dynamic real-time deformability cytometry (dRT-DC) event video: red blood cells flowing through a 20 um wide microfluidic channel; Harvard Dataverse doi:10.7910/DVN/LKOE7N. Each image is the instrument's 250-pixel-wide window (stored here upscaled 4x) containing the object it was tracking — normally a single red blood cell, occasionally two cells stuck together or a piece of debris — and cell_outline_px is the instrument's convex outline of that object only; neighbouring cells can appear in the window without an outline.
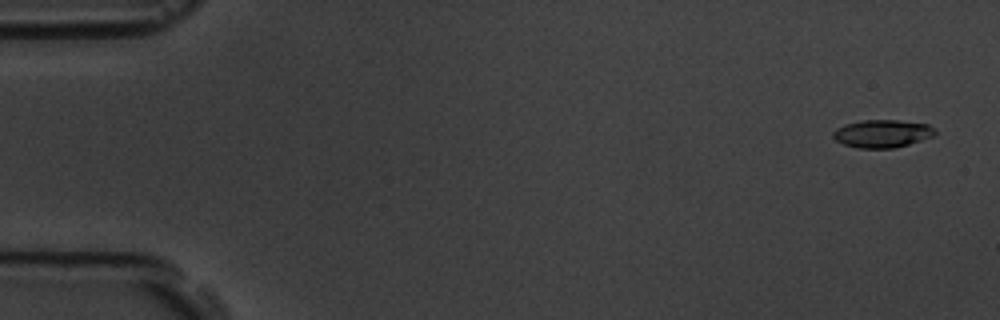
{"species": "common noctule bat (a hibernating species)", "species_latin": "Nyctalus noctula", "temperature_condition": "room temperature", "stored_images_in_passage": 15, "camera_frame_rate_fps": 3000, "um_per_image_px": 0.085, "animal": {"sex": "male", "body_mass_g": 19.5, "forearm_length_mm": 54.6}, "frame": {"image": 1, "passage_image": 1, "time_ms": 0.0, "image_size_px": [1000, 320], "cell_outline_px": [[936, 136], [908, 144], [892, 148], [856, 148], [844, 144], [836, 140], [832, 136], [832, 132], [836, 128], [844, 124], [864, 120], [900, 120], [928, 124], [936, 132]], "centroid_in_image_um": [74.98, 11.35], "position_along_channel_um": 10.0, "area_um2": 16.59}}
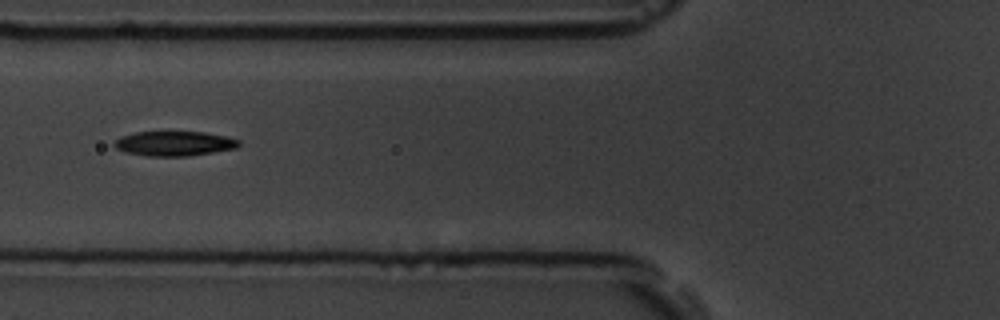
{"frame": {"image": 2, "passage_image": 6, "time_ms": 6.667, "image_size_px": [1000, 320], "cell_outline_px": [[240, 144], [236, 148], [188, 156], [148, 156], [124, 152], [116, 148], [112, 144], [120, 136], [136, 132], [204, 132], [224, 136], [240, 140]], "centroid_in_image_um": [14.78, 12.2], "position_along_channel_um": 111.0, "area_um2": 17.86}}
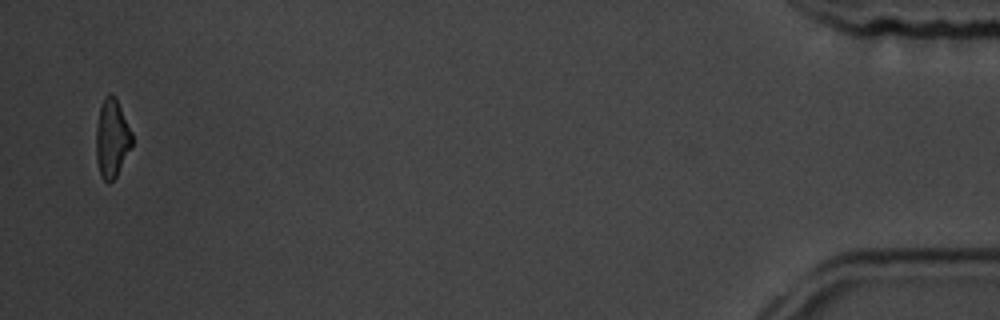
{"frame": {"image": 3, "passage_image": 15, "time_ms": 18.0, "image_size_px": [1000, 320], "cell_outline_px": [[132, 144], [116, 176], [108, 184], [100, 176], [96, 160], [96, 124], [100, 108], [104, 96], [108, 92], [116, 96], [132, 132]], "centroid_in_image_um": [9.5, 11.72], "position_along_channel_um": 425.7, "area_um2": 16.53}, "authors_computed_cell_mechanics": {"area_um2": 17.5712, "velocity_mm_per_s": 3.5628, "shape_relaxation_time_tau1_ms": 5.2236, "shape_relaxation_time_tau2_ms": null, "deformation_change_tau1": 0.1581, "deformation_change_tau2": null}}